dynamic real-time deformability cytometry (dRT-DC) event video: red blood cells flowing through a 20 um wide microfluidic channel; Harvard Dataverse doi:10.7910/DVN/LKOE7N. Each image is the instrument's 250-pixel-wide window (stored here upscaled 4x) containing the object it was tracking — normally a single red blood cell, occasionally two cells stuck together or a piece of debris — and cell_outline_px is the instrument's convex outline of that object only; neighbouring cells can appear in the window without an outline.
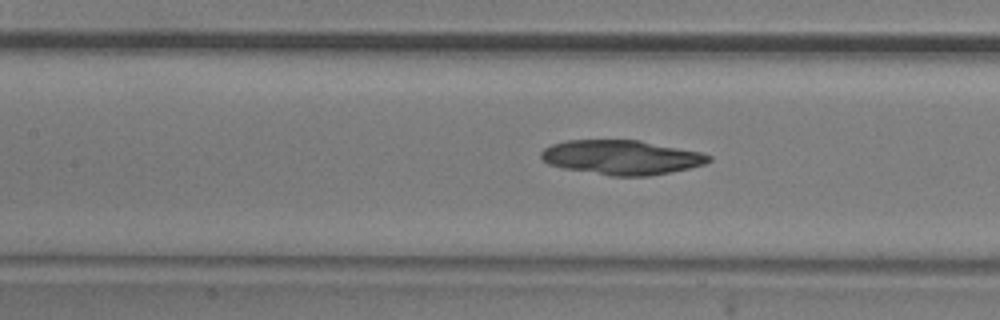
{"species": "common noctule bat (a hibernating species)", "species_latin": "Nyctalus noctula", "temperature_condition": "room temperature", "stored_images_in_passage": 22, "camera_frame_rate_fps": 3000, "um_per_image_px": 0.085, "animal": {"sex": "male", "body_mass_g": 20.5, "forearm_length_mm": 52.5}, "frame": {"image": 1, "passage_image": 14, "time_ms": 4.333, "image_size_px": [1000, 320], "cell_outline_px": [[712, 160], [704, 164], [688, 168], [648, 176], [612, 176], [564, 168], [548, 164], [540, 156], [540, 152], [544, 148], [552, 144], [568, 140], [640, 140], [700, 152], [712, 156]], "centroid_in_image_um": [52.82, 13.37], "position_along_channel_um": 154.6, "area_um2": 33.47}}
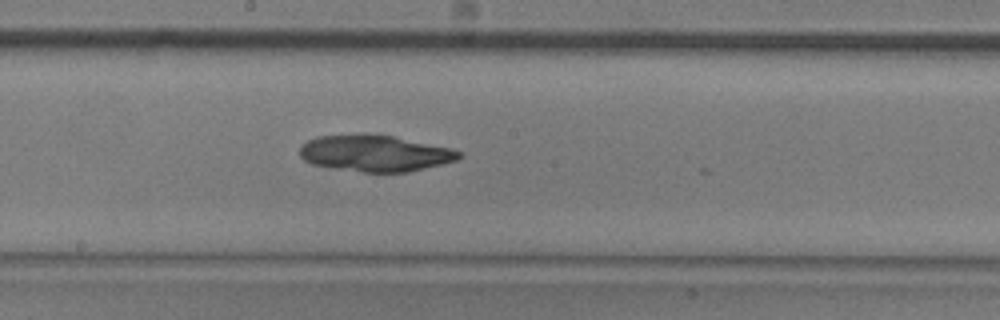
{"frame": {"image": 2, "passage_image": 19, "time_ms": 6.0, "image_size_px": [1000, 320], "cell_outline_px": [[464, 156], [456, 160], [408, 172], [364, 172], [336, 168], [312, 164], [304, 160], [300, 156], [300, 148], [308, 140], [316, 136], [392, 136], [452, 148], [460, 152]], "centroid_in_image_um": [31.9, 13.05], "position_along_channel_um": 216.3, "area_um2": 32.83}}